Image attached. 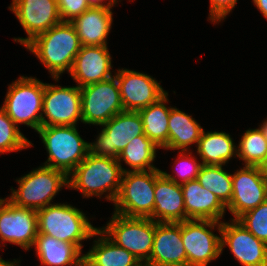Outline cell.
I'll use <instances>...</instances> for the list:
<instances>
[{
	"label": "cell",
	"instance_id": "ffe728a7",
	"mask_svg": "<svg viewBox=\"0 0 267 266\" xmlns=\"http://www.w3.org/2000/svg\"><path fill=\"white\" fill-rule=\"evenodd\" d=\"M111 65L107 46H81L70 75L81 88L111 78Z\"/></svg>",
	"mask_w": 267,
	"mask_h": 266
},
{
	"label": "cell",
	"instance_id": "1f68e13d",
	"mask_svg": "<svg viewBox=\"0 0 267 266\" xmlns=\"http://www.w3.org/2000/svg\"><path fill=\"white\" fill-rule=\"evenodd\" d=\"M237 221L256 238L267 244V200L241 215Z\"/></svg>",
	"mask_w": 267,
	"mask_h": 266
},
{
	"label": "cell",
	"instance_id": "8d00e7d4",
	"mask_svg": "<svg viewBox=\"0 0 267 266\" xmlns=\"http://www.w3.org/2000/svg\"><path fill=\"white\" fill-rule=\"evenodd\" d=\"M91 6H114L116 2L109 0L108 3L104 4V0H87Z\"/></svg>",
	"mask_w": 267,
	"mask_h": 266
},
{
	"label": "cell",
	"instance_id": "4316f807",
	"mask_svg": "<svg viewBox=\"0 0 267 266\" xmlns=\"http://www.w3.org/2000/svg\"><path fill=\"white\" fill-rule=\"evenodd\" d=\"M168 93L156 103L138 111L142 118L144 134L159 148L168 150V125L171 108L166 107Z\"/></svg>",
	"mask_w": 267,
	"mask_h": 266
},
{
	"label": "cell",
	"instance_id": "8fae6325",
	"mask_svg": "<svg viewBox=\"0 0 267 266\" xmlns=\"http://www.w3.org/2000/svg\"><path fill=\"white\" fill-rule=\"evenodd\" d=\"M221 224L222 221L196 219L181 222V238L187 254V266H207L221 255V237L211 231L217 226L221 233Z\"/></svg>",
	"mask_w": 267,
	"mask_h": 266
},
{
	"label": "cell",
	"instance_id": "74e56055",
	"mask_svg": "<svg viewBox=\"0 0 267 266\" xmlns=\"http://www.w3.org/2000/svg\"><path fill=\"white\" fill-rule=\"evenodd\" d=\"M19 262H20V260L17 262V260H15V259L13 262L5 261L0 257V266H19V265H17Z\"/></svg>",
	"mask_w": 267,
	"mask_h": 266
},
{
	"label": "cell",
	"instance_id": "d6986e66",
	"mask_svg": "<svg viewBox=\"0 0 267 266\" xmlns=\"http://www.w3.org/2000/svg\"><path fill=\"white\" fill-rule=\"evenodd\" d=\"M145 266H187V254L181 238V222L155 221L153 248Z\"/></svg>",
	"mask_w": 267,
	"mask_h": 266
},
{
	"label": "cell",
	"instance_id": "484cf974",
	"mask_svg": "<svg viewBox=\"0 0 267 266\" xmlns=\"http://www.w3.org/2000/svg\"><path fill=\"white\" fill-rule=\"evenodd\" d=\"M168 150L189 151L191 144H198L203 128L177 108L171 107L168 125Z\"/></svg>",
	"mask_w": 267,
	"mask_h": 266
},
{
	"label": "cell",
	"instance_id": "d6a6232c",
	"mask_svg": "<svg viewBox=\"0 0 267 266\" xmlns=\"http://www.w3.org/2000/svg\"><path fill=\"white\" fill-rule=\"evenodd\" d=\"M186 152L188 151L180 150L178 159L175 161L177 165L175 173L177 174L176 176L180 177L181 182H178L180 185L191 180H196L202 166V163L197 162L194 156L192 157L191 152L189 154H186Z\"/></svg>",
	"mask_w": 267,
	"mask_h": 266
},
{
	"label": "cell",
	"instance_id": "f546056e",
	"mask_svg": "<svg viewBox=\"0 0 267 266\" xmlns=\"http://www.w3.org/2000/svg\"><path fill=\"white\" fill-rule=\"evenodd\" d=\"M237 148V157L243 160L245 165L260 166L267 154V139L260 127L249 128L241 137Z\"/></svg>",
	"mask_w": 267,
	"mask_h": 266
},
{
	"label": "cell",
	"instance_id": "2e32d148",
	"mask_svg": "<svg viewBox=\"0 0 267 266\" xmlns=\"http://www.w3.org/2000/svg\"><path fill=\"white\" fill-rule=\"evenodd\" d=\"M115 76L124 111L138 112L156 103L167 93L156 79L141 72L119 69Z\"/></svg>",
	"mask_w": 267,
	"mask_h": 266
},
{
	"label": "cell",
	"instance_id": "52a82bcc",
	"mask_svg": "<svg viewBox=\"0 0 267 266\" xmlns=\"http://www.w3.org/2000/svg\"><path fill=\"white\" fill-rule=\"evenodd\" d=\"M45 83L35 77L20 76L8 87L3 106L15 123L25 124L37 131L41 127Z\"/></svg>",
	"mask_w": 267,
	"mask_h": 266
},
{
	"label": "cell",
	"instance_id": "7a4b0ae2",
	"mask_svg": "<svg viewBox=\"0 0 267 266\" xmlns=\"http://www.w3.org/2000/svg\"><path fill=\"white\" fill-rule=\"evenodd\" d=\"M124 168L112 157L88 154L87 157L68 175V188L82 192L84 197H102L115 201L120 189ZM105 192V193H104Z\"/></svg>",
	"mask_w": 267,
	"mask_h": 266
},
{
	"label": "cell",
	"instance_id": "3957f363",
	"mask_svg": "<svg viewBox=\"0 0 267 266\" xmlns=\"http://www.w3.org/2000/svg\"><path fill=\"white\" fill-rule=\"evenodd\" d=\"M38 234L75 244L81 251L82 240L97 236L85 214L69 204H51L37 210Z\"/></svg>",
	"mask_w": 267,
	"mask_h": 266
},
{
	"label": "cell",
	"instance_id": "4fadbf2b",
	"mask_svg": "<svg viewBox=\"0 0 267 266\" xmlns=\"http://www.w3.org/2000/svg\"><path fill=\"white\" fill-rule=\"evenodd\" d=\"M267 200V178L259 166L244 165L232 174V198L226 206L237 220Z\"/></svg>",
	"mask_w": 267,
	"mask_h": 266
},
{
	"label": "cell",
	"instance_id": "277c9868",
	"mask_svg": "<svg viewBox=\"0 0 267 266\" xmlns=\"http://www.w3.org/2000/svg\"><path fill=\"white\" fill-rule=\"evenodd\" d=\"M37 132L48 152L46 167L69 175L88 155V142L72 126H41Z\"/></svg>",
	"mask_w": 267,
	"mask_h": 266
},
{
	"label": "cell",
	"instance_id": "ab89813d",
	"mask_svg": "<svg viewBox=\"0 0 267 266\" xmlns=\"http://www.w3.org/2000/svg\"><path fill=\"white\" fill-rule=\"evenodd\" d=\"M260 129L262 130L263 134L265 135L267 139V120L263 122V124L260 125Z\"/></svg>",
	"mask_w": 267,
	"mask_h": 266
},
{
	"label": "cell",
	"instance_id": "5b68a950",
	"mask_svg": "<svg viewBox=\"0 0 267 266\" xmlns=\"http://www.w3.org/2000/svg\"><path fill=\"white\" fill-rule=\"evenodd\" d=\"M17 190L11 188V197L6 198L21 208L39 210L48 205L63 186L68 187V175L60 170L40 166L18 180Z\"/></svg>",
	"mask_w": 267,
	"mask_h": 266
},
{
	"label": "cell",
	"instance_id": "6da1fadb",
	"mask_svg": "<svg viewBox=\"0 0 267 266\" xmlns=\"http://www.w3.org/2000/svg\"><path fill=\"white\" fill-rule=\"evenodd\" d=\"M48 69L53 79L59 80L66 70L70 73L81 43L71 22H61L36 36L25 46Z\"/></svg>",
	"mask_w": 267,
	"mask_h": 266
},
{
	"label": "cell",
	"instance_id": "f1b7e54d",
	"mask_svg": "<svg viewBox=\"0 0 267 266\" xmlns=\"http://www.w3.org/2000/svg\"><path fill=\"white\" fill-rule=\"evenodd\" d=\"M202 187L214 193L227 206L232 198V174L222 165H202L196 179Z\"/></svg>",
	"mask_w": 267,
	"mask_h": 266
},
{
	"label": "cell",
	"instance_id": "cb8c5ba5",
	"mask_svg": "<svg viewBox=\"0 0 267 266\" xmlns=\"http://www.w3.org/2000/svg\"><path fill=\"white\" fill-rule=\"evenodd\" d=\"M100 236L84 255V266H143L133 254L114 243L100 228Z\"/></svg>",
	"mask_w": 267,
	"mask_h": 266
},
{
	"label": "cell",
	"instance_id": "5bb4252c",
	"mask_svg": "<svg viewBox=\"0 0 267 266\" xmlns=\"http://www.w3.org/2000/svg\"><path fill=\"white\" fill-rule=\"evenodd\" d=\"M38 235V215L34 209L21 208L0 198V238L29 250Z\"/></svg>",
	"mask_w": 267,
	"mask_h": 266
},
{
	"label": "cell",
	"instance_id": "4dcf8cb0",
	"mask_svg": "<svg viewBox=\"0 0 267 266\" xmlns=\"http://www.w3.org/2000/svg\"><path fill=\"white\" fill-rule=\"evenodd\" d=\"M33 144L20 132L19 127L0 108V154L20 151Z\"/></svg>",
	"mask_w": 267,
	"mask_h": 266
},
{
	"label": "cell",
	"instance_id": "7402d4cb",
	"mask_svg": "<svg viewBox=\"0 0 267 266\" xmlns=\"http://www.w3.org/2000/svg\"><path fill=\"white\" fill-rule=\"evenodd\" d=\"M113 6H91L71 23L81 46H107V36L112 27Z\"/></svg>",
	"mask_w": 267,
	"mask_h": 266
},
{
	"label": "cell",
	"instance_id": "e0dca14e",
	"mask_svg": "<svg viewBox=\"0 0 267 266\" xmlns=\"http://www.w3.org/2000/svg\"><path fill=\"white\" fill-rule=\"evenodd\" d=\"M221 251L227 245L243 266H267V244L256 238L237 220L221 224Z\"/></svg>",
	"mask_w": 267,
	"mask_h": 266
},
{
	"label": "cell",
	"instance_id": "9c48e42d",
	"mask_svg": "<svg viewBox=\"0 0 267 266\" xmlns=\"http://www.w3.org/2000/svg\"><path fill=\"white\" fill-rule=\"evenodd\" d=\"M101 126L96 142H88V154L117 159L129 141L144 135L142 118L134 111L118 113Z\"/></svg>",
	"mask_w": 267,
	"mask_h": 266
},
{
	"label": "cell",
	"instance_id": "d4e9b609",
	"mask_svg": "<svg viewBox=\"0 0 267 266\" xmlns=\"http://www.w3.org/2000/svg\"><path fill=\"white\" fill-rule=\"evenodd\" d=\"M197 153L202 165H225L233 157H237V147L226 132L202 131L197 144Z\"/></svg>",
	"mask_w": 267,
	"mask_h": 266
},
{
	"label": "cell",
	"instance_id": "603a6c76",
	"mask_svg": "<svg viewBox=\"0 0 267 266\" xmlns=\"http://www.w3.org/2000/svg\"><path fill=\"white\" fill-rule=\"evenodd\" d=\"M33 246L43 265L84 266V255H81L82 251L75 244L38 234Z\"/></svg>",
	"mask_w": 267,
	"mask_h": 266
},
{
	"label": "cell",
	"instance_id": "836d02e7",
	"mask_svg": "<svg viewBox=\"0 0 267 266\" xmlns=\"http://www.w3.org/2000/svg\"><path fill=\"white\" fill-rule=\"evenodd\" d=\"M57 5L62 22H72L91 7L87 0H57Z\"/></svg>",
	"mask_w": 267,
	"mask_h": 266
},
{
	"label": "cell",
	"instance_id": "f35d334b",
	"mask_svg": "<svg viewBox=\"0 0 267 266\" xmlns=\"http://www.w3.org/2000/svg\"><path fill=\"white\" fill-rule=\"evenodd\" d=\"M259 168L262 171L263 175L267 178V154L265 160L261 163Z\"/></svg>",
	"mask_w": 267,
	"mask_h": 266
},
{
	"label": "cell",
	"instance_id": "d590c367",
	"mask_svg": "<svg viewBox=\"0 0 267 266\" xmlns=\"http://www.w3.org/2000/svg\"><path fill=\"white\" fill-rule=\"evenodd\" d=\"M253 2L263 16L267 19V0H253Z\"/></svg>",
	"mask_w": 267,
	"mask_h": 266
},
{
	"label": "cell",
	"instance_id": "44dd1931",
	"mask_svg": "<svg viewBox=\"0 0 267 266\" xmlns=\"http://www.w3.org/2000/svg\"><path fill=\"white\" fill-rule=\"evenodd\" d=\"M184 198L185 220H213L222 219L226 206L217 196L200 185L197 180L181 184Z\"/></svg>",
	"mask_w": 267,
	"mask_h": 266
},
{
	"label": "cell",
	"instance_id": "8992f818",
	"mask_svg": "<svg viewBox=\"0 0 267 266\" xmlns=\"http://www.w3.org/2000/svg\"><path fill=\"white\" fill-rule=\"evenodd\" d=\"M155 169L132 171L124 169L115 199V213L126 217L149 218L155 204Z\"/></svg>",
	"mask_w": 267,
	"mask_h": 266
},
{
	"label": "cell",
	"instance_id": "9a60e30c",
	"mask_svg": "<svg viewBox=\"0 0 267 266\" xmlns=\"http://www.w3.org/2000/svg\"><path fill=\"white\" fill-rule=\"evenodd\" d=\"M27 33L25 38H14L26 46L36 36L60 24L57 0H13L9 7Z\"/></svg>",
	"mask_w": 267,
	"mask_h": 266
},
{
	"label": "cell",
	"instance_id": "30bf717a",
	"mask_svg": "<svg viewBox=\"0 0 267 266\" xmlns=\"http://www.w3.org/2000/svg\"><path fill=\"white\" fill-rule=\"evenodd\" d=\"M82 122L103 125L124 111L116 76L80 88Z\"/></svg>",
	"mask_w": 267,
	"mask_h": 266
},
{
	"label": "cell",
	"instance_id": "e575fe53",
	"mask_svg": "<svg viewBox=\"0 0 267 266\" xmlns=\"http://www.w3.org/2000/svg\"><path fill=\"white\" fill-rule=\"evenodd\" d=\"M237 0H210L209 18L213 23L224 20L235 8Z\"/></svg>",
	"mask_w": 267,
	"mask_h": 266
},
{
	"label": "cell",
	"instance_id": "7c38bea8",
	"mask_svg": "<svg viewBox=\"0 0 267 266\" xmlns=\"http://www.w3.org/2000/svg\"><path fill=\"white\" fill-rule=\"evenodd\" d=\"M43 113L41 126H72L78 120L82 122L80 88L45 83Z\"/></svg>",
	"mask_w": 267,
	"mask_h": 266
},
{
	"label": "cell",
	"instance_id": "ba28073f",
	"mask_svg": "<svg viewBox=\"0 0 267 266\" xmlns=\"http://www.w3.org/2000/svg\"><path fill=\"white\" fill-rule=\"evenodd\" d=\"M114 243L133 254L143 264L150 258L155 221L126 217L114 212L106 227L100 228Z\"/></svg>",
	"mask_w": 267,
	"mask_h": 266
},
{
	"label": "cell",
	"instance_id": "ac0fdd59",
	"mask_svg": "<svg viewBox=\"0 0 267 266\" xmlns=\"http://www.w3.org/2000/svg\"><path fill=\"white\" fill-rule=\"evenodd\" d=\"M178 182L175 176L155 169V204L150 219L167 223L185 221L184 198Z\"/></svg>",
	"mask_w": 267,
	"mask_h": 266
},
{
	"label": "cell",
	"instance_id": "83f0119b",
	"mask_svg": "<svg viewBox=\"0 0 267 266\" xmlns=\"http://www.w3.org/2000/svg\"><path fill=\"white\" fill-rule=\"evenodd\" d=\"M157 148L159 147L145 134L140 135L129 141L117 160L120 165L121 161H124L133 169L132 171L154 170L157 168L152 163L156 158Z\"/></svg>",
	"mask_w": 267,
	"mask_h": 266
}]
</instances>
